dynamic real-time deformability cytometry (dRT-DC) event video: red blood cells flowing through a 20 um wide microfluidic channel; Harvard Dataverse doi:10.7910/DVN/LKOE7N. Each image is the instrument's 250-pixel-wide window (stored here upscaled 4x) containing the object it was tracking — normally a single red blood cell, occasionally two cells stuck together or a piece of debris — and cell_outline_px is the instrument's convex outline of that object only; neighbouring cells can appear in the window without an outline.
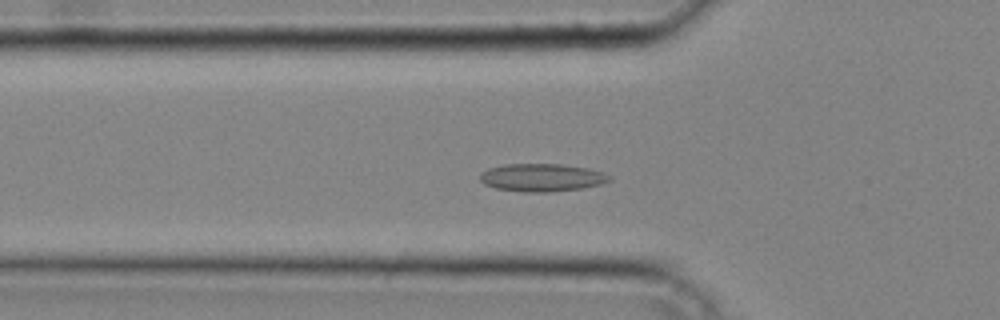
{"species": "common noctule bat (a hibernating species)", "species_latin": "Nyctalus noctula", "temperature_condition": "cold", "stored_images_in_passage": 38, "camera_frame_rate_fps": 3000, "um_per_image_px": 0.085, "animal": {"sex": "male", "body_mass_g": 20.4}, "frame": {"image": 1, "passage_image": 13, "time_ms": 4.0, "image_size_px": [1000, 320], "cell_outline_px": [[612, 180], [600, 184], [580, 188], [548, 192], [524, 192], [496, 188], [484, 184], [480, 180], [480, 172], [488, 168], [504, 164], [560, 164], [588, 168], [604, 172], [612, 176]], "centroid_in_image_um": [46.05, 15.08], "position_along_channel_um": 79.7, "area_um2": 21.04}}
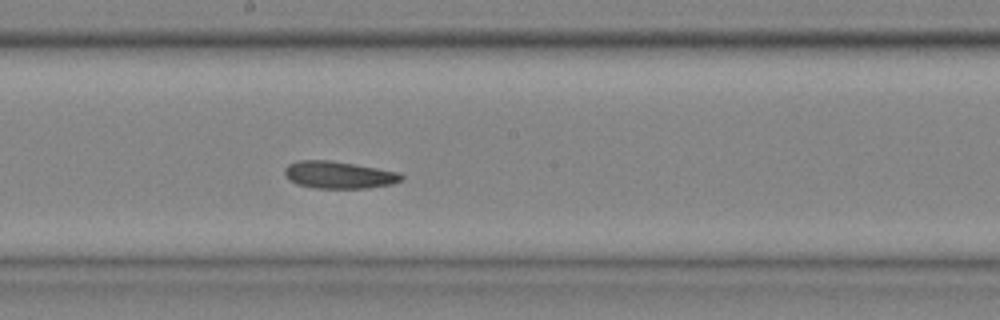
{"frame": {"image": 2, "passage_image": 22, "time_ms": 7.0, "image_size_px": [1000, 320], "cell_outline_px": [[404, 180], [392, 184], [368, 188], [312, 188], [296, 184], [288, 180], [284, 172], [284, 168], [288, 164], [300, 160], [332, 160], [400, 172], [404, 176]], "centroid_in_image_um": [28.8, 14.87], "position_along_channel_um": 219.4, "area_um2": 18.79}}
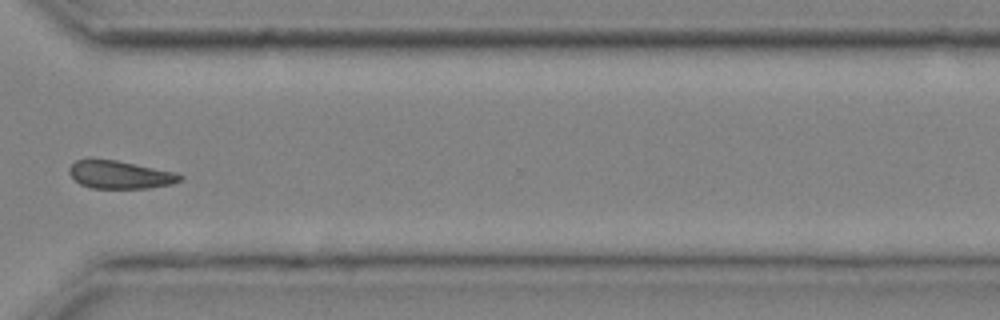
{"frame": {"image": 3, "passage_image": 31, "time_ms": 10.0, "image_size_px": [1000, 320], "cell_outline_px": [[184, 180], [172, 184], [148, 188], [92, 188], [80, 184], [68, 172], [68, 168], [76, 160], [88, 156], [116, 160], [176, 172], [184, 176]], "centroid_in_image_um": [10.18, 14.82], "position_along_channel_um": 360.4, "area_um2": 18.5}}